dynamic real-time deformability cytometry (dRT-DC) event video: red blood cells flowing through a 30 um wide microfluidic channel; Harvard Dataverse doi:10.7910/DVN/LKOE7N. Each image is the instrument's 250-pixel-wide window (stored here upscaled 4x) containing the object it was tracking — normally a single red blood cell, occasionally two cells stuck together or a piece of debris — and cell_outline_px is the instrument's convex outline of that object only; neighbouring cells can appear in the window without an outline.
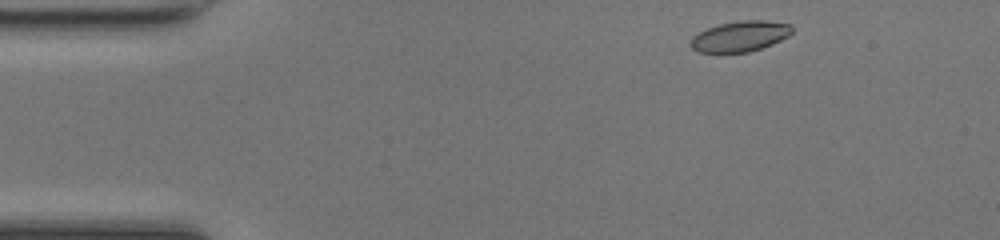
{"species": "common noctule bat (a hibernating species)", "species_latin": "Nyctalus noctula", "temperature_condition": "room temperature", "stored_images_in_passage": 43, "camera_frame_rate_fps": 3000, "um_per_image_px": 0.085, "animal": {"sex": "female", "body_mass_g": 17.0, "forearm_length_mm": 48.0}, "frame": {"image": 1, "passage_image": 1, "time_ms": 0.0, "image_size_px": [1000, 240], "cell_outline_px": [[792, 32], [788, 36], [772, 44], [748, 52], [696, 52], [692, 48], [692, 36], [708, 28], [720, 24], [744, 20], [764, 20], [792, 24]], "centroid_in_image_um": [62.93, 3.08], "position_along_channel_um": 22.1, "area_um2": 17.8}}
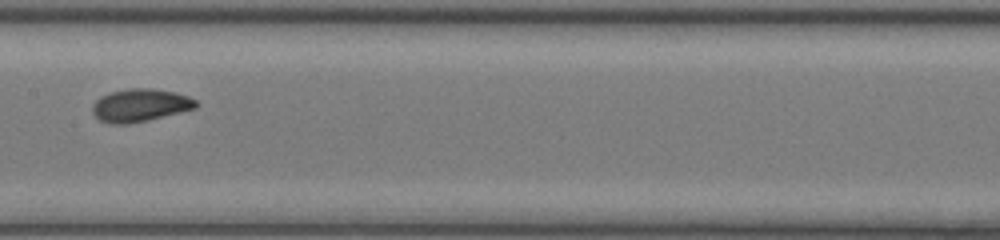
{"frame": {"image": 2, "passage_image": 19, "time_ms": 6.0, "image_size_px": [1000, 240], "cell_outline_px": [[196, 108], [148, 120], [128, 124], [108, 124], [100, 120], [92, 112], [92, 104], [100, 96], [112, 92], [128, 88], [152, 88], [176, 92], [188, 96], [196, 100]], "centroid_in_image_um": [11.89, 8.94], "position_along_channel_um": 195.5, "area_um2": 19.83}}
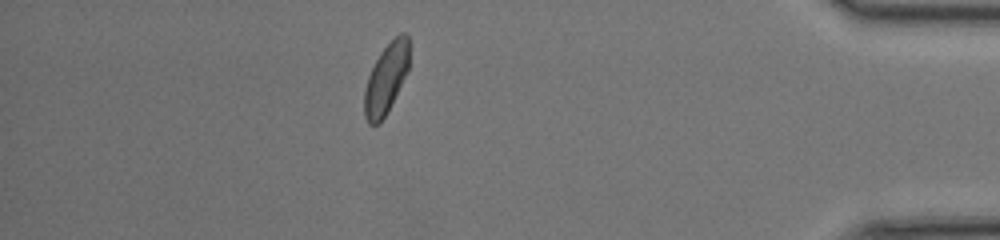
{"frame": {"image": 3, "passage_image": 37, "time_ms": 12.0, "image_size_px": [1000, 240], "cell_outline_px": [[408, 68], [380, 124], [368, 124], [364, 116], [364, 88], [368, 76], [380, 52], [400, 32], [404, 32], [408, 36]], "centroid_in_image_um": [32.78, 6.68], "position_along_channel_um": 402.4, "area_um2": 17.74}, "authors_computed_cell_mechanics": {"area_um2": 18.8428, "velocity_mm_per_s": 4.2449, "shape_relaxation_time_tau1_ms": 2.3953, "shape_relaxation_time_tau2_ms": 0.9708, "deformation_change_tau1": 0.1047, "deformation_change_tau2": 0.0465}}